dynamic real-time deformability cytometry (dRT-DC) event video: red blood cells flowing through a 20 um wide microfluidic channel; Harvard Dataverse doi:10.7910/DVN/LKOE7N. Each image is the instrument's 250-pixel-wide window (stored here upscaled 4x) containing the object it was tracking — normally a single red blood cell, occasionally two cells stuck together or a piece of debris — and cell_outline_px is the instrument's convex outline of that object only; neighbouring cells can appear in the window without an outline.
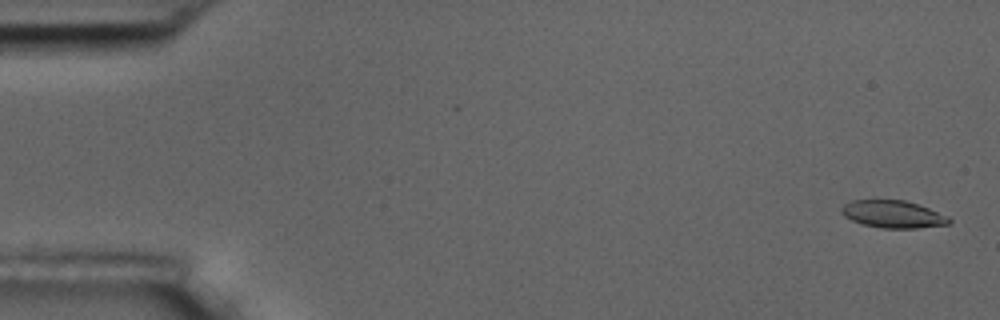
{"species": "common noctule bat (a hibernating species)", "species_latin": "Nyctalus noctula", "temperature_condition": "room temperature", "stored_images_in_passage": 56, "camera_frame_rate_fps": 3000, "um_per_image_px": 0.085, "animal": {"sex": "male", "body_mass_g": 17.5, "forearm_length_mm": 52.3}, "frame": {"image": 1, "passage_image": 2, "time_ms": 0.333, "image_size_px": [1000, 320], "cell_outline_px": [[952, 220], [948, 224], [916, 228], [880, 228], [864, 224], [852, 220], [844, 216], [840, 212], [840, 208], [844, 204], [852, 200], [904, 200], [928, 208], [948, 216]], "centroid_in_image_um": [75.88, 18.2], "position_along_channel_um": 9.1, "area_um2": 17.05}}
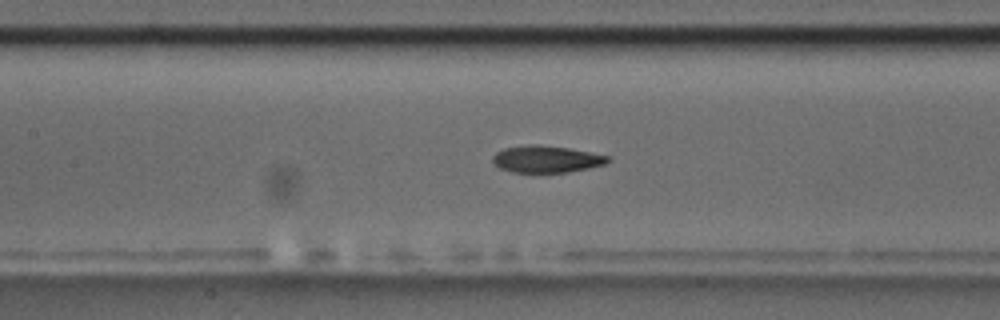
{"frame": {"image": 2, "passage_image": 26, "time_ms": 8.333, "image_size_px": [1000, 320], "cell_outline_px": [[612, 160], [604, 164], [588, 168], [568, 172], [512, 172], [500, 168], [492, 160], [492, 156], [496, 152], [504, 148], [528, 144], [536, 144], [568, 148], [608, 156]], "centroid_in_image_um": [46.42, 13.52], "position_along_channel_um": 161.0, "area_um2": 17.92}}
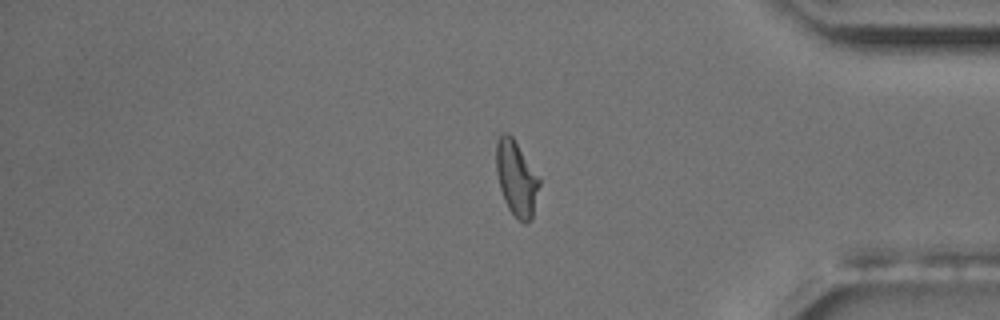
{"frame": {"image": 3, "passage_image": 47, "time_ms": 15.333, "image_size_px": [1000, 320], "cell_outline_px": [[540, 184], [532, 220], [524, 224], [508, 208], [504, 200], [500, 188], [496, 172], [496, 144], [500, 132], [508, 132], [512, 136], [540, 180]], "centroid_in_image_um": [43.88, 15.15], "position_along_channel_um": 391.3, "area_um2": 18.73}, "authors_computed_cell_mechanics": {"area_um2": 18.3804, "velocity_mm_per_s": 3.6125, "shape_relaxation_time_tau1_ms": 4.2469, "shape_relaxation_time_tau2_ms": 1.8205, "deformation_change_tau1": 0.1548, "deformation_change_tau2": 0.0791}}